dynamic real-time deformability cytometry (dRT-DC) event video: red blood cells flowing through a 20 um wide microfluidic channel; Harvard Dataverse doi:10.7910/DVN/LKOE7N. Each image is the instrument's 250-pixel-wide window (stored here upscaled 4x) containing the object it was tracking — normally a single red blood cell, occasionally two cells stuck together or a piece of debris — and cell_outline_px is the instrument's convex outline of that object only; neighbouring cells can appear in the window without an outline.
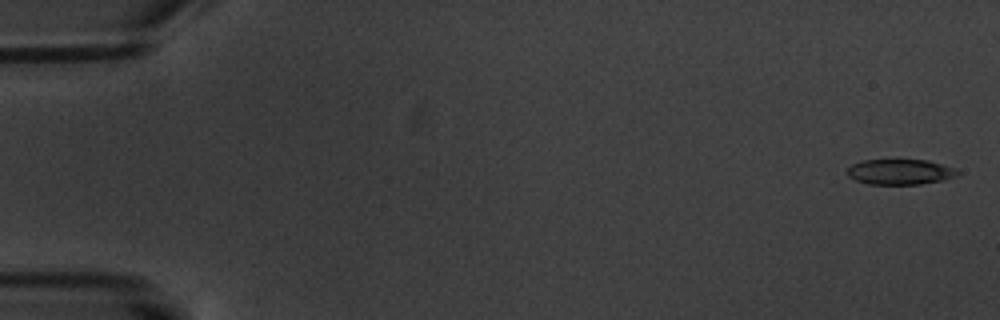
{"species": "common noctule bat (a hibernating species)", "species_latin": "Nyctalus noctula", "temperature_condition": "warm", "stored_images_in_passage": 5, "camera_frame_rate_fps": 3000, "um_per_image_px": 0.085, "animal": {"sex": "male", "body_mass_g": 20.1, "forearm_length_mm": 53.5}, "frame": {"image": 1, "passage_image": 1, "time_ms": 0.0, "image_size_px": [1000, 320], "cell_outline_px": [[960, 176], [920, 184], [868, 184], [856, 180], [848, 176], [848, 168], [852, 164], [864, 160], [928, 160], [956, 168], [960, 172]], "centroid_in_image_um": [76.55, 14.61], "position_along_channel_um": 8.5, "area_um2": 16.3}}
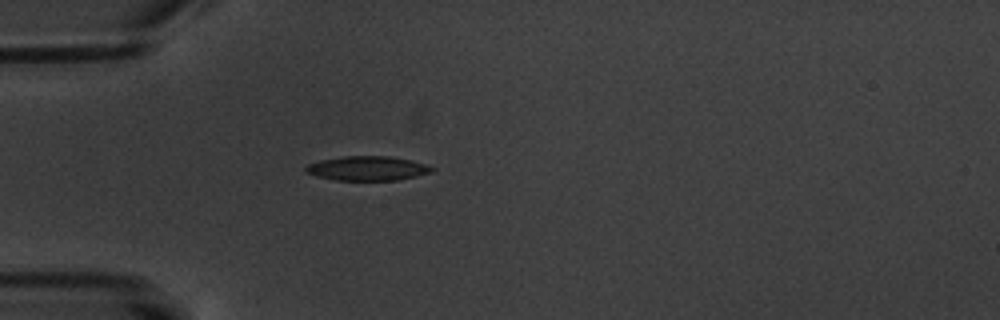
{"frame": {"image": 2, "passage_image": 5, "time_ms": 5.333, "image_size_px": [1000, 320], "cell_outline_px": [[436, 168], [432, 172], [416, 176], [396, 180], [336, 180], [316, 176], [304, 172], [304, 168], [308, 164], [320, 160], [344, 156], [388, 156], [408, 160], [424, 164]], "centroid_in_image_um": [31.19, 14.31], "position_along_channel_um": 53.8, "area_um2": 17.8}}